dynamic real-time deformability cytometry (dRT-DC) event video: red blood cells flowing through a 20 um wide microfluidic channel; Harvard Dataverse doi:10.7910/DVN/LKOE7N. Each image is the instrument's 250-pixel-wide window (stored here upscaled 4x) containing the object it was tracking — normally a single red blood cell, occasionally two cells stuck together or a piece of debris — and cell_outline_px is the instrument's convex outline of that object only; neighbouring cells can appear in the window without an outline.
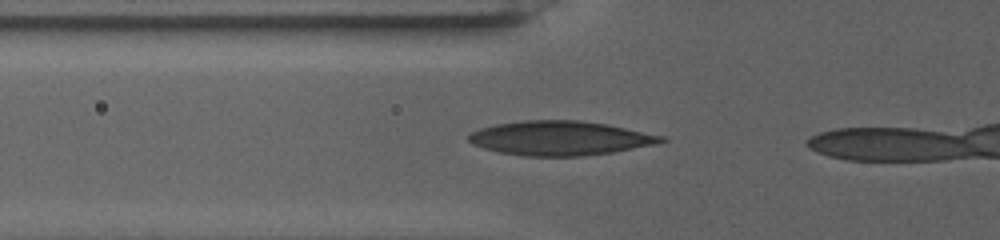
{"species": "human", "species_latin": "Homo sapiens", "temperature_condition": "warm", "stored_images_in_passage": 42, "camera_frame_rate_fps": 3000, "um_per_image_px": 0.085, "donor": {"sex": "female"}, "frame": {"image": 1, "passage_image": 2, "time_ms": 0.333, "image_size_px": [1000, 240], "cell_outline_px": [[668, 140], [656, 144], [612, 152], [580, 156], [524, 156], [500, 152], [484, 148], [472, 144], [468, 140], [468, 136], [472, 132], [480, 128], [496, 124], [524, 120], [580, 120], [604, 124], [664, 136]], "centroid_in_image_um": [47.58, 11.74], "position_along_channel_um": 78.2, "area_um2": 38.21}}
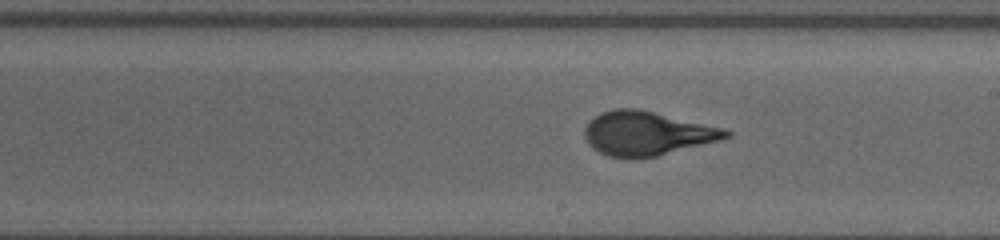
{"frame": {"image": 2, "passage_image": 20, "time_ms": 6.333, "image_size_px": [1000, 240], "cell_outline_px": [[732, 136], [656, 156], [608, 156], [592, 148], [588, 144], [584, 136], [584, 128], [588, 120], [600, 112], [612, 108], [636, 108], [724, 128], [732, 132]], "centroid_in_image_um": [54.93, 11.3], "position_along_channel_um": 234.1, "area_um2": 35.66}}
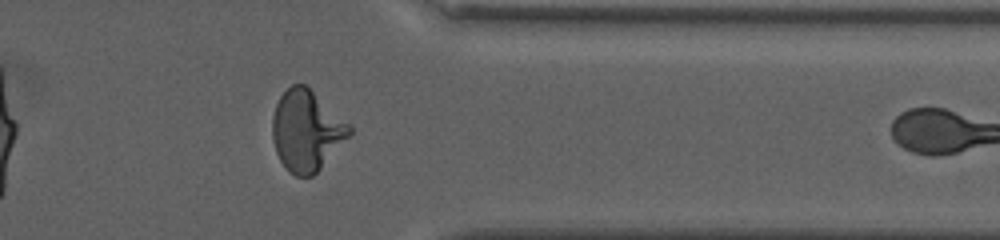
{"frame": {"image": 3, "passage_image": 38, "time_ms": 12.333, "image_size_px": [1000, 240], "cell_outline_px": [[352, 132], [320, 168], [312, 176], [296, 176], [288, 172], [280, 160], [276, 152], [272, 140], [272, 116], [276, 104], [280, 96], [292, 84], [304, 84], [348, 124], [352, 128]], "centroid_in_image_um": [26.0, 11.12], "position_along_channel_um": 385.4, "area_um2": 35.49}}